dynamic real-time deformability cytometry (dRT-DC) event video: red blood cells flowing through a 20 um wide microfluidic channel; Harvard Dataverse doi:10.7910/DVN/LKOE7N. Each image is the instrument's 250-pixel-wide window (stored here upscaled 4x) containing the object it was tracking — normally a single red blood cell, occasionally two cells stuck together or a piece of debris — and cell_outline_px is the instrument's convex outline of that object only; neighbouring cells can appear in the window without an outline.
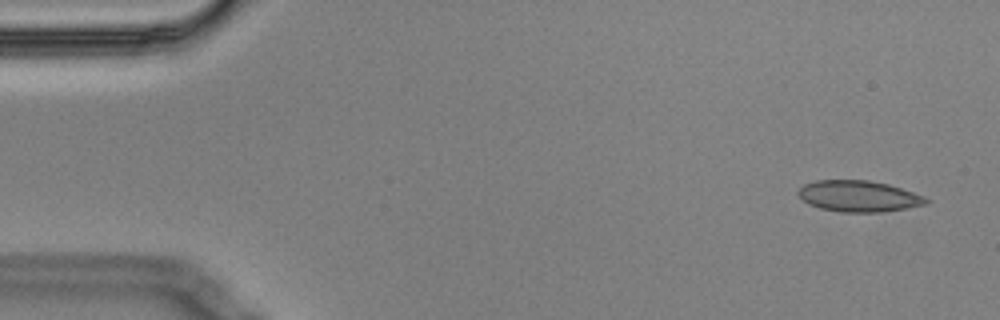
{"species": "Egyptian fruit bat (a non-hibernating species)", "species_latin": "Rousettus aegyptiacus", "temperature_condition": "cold", "stored_images_in_passage": 13, "camera_frame_rate_fps": 3000, "um_per_image_px": 0.085, "animal": {"sex": "male"}, "frame": {"image": 1, "passage_image": 1, "time_ms": 0.0, "image_size_px": [1000, 320], "cell_outline_px": [[932, 200], [928, 204], [880, 212], [840, 212], [820, 208], [808, 204], [796, 192], [804, 184], [816, 180], [868, 180], [888, 184], [924, 196]], "centroid_in_image_um": [72.99, 16.67], "position_along_channel_um": 12.0, "area_um2": 23.18}}
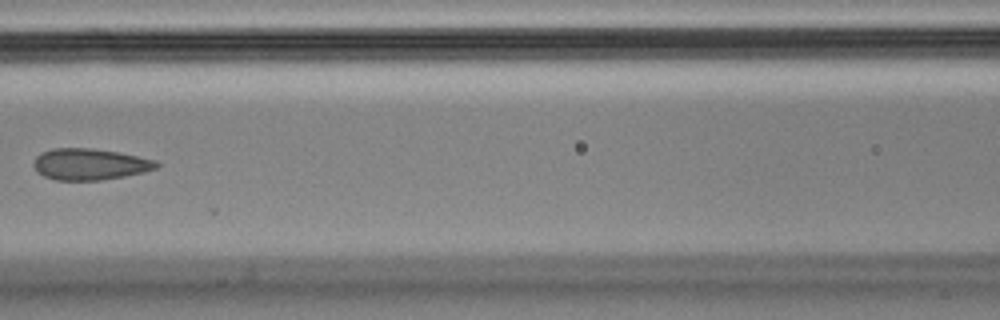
{"frame": {"image": 2, "passage_image": 6, "time_ms": 1.667, "image_size_px": [1000, 320], "cell_outline_px": [[160, 164], [156, 168], [144, 172], [124, 176], [100, 180], [56, 180], [44, 176], [36, 172], [32, 164], [36, 156], [40, 152], [52, 148], [92, 148], [116, 152], [156, 160]], "centroid_in_image_um": [7.58, 13.96], "position_along_channel_um": 159.0, "area_um2": 22.48}}
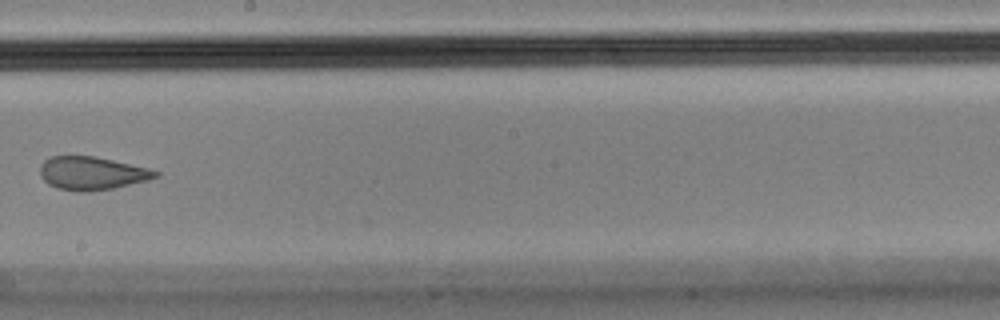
{"frame": {"image": 3, "passage_image": 8, "time_ms": 2.333, "image_size_px": [1000, 320], "cell_outline_px": [[160, 176], [148, 180], [112, 188], [88, 192], [76, 192], [56, 188], [48, 184], [40, 176], [40, 164], [44, 160], [52, 156], [96, 156], [148, 168], [160, 172]], "centroid_in_image_um": [7.79, 14.73], "position_along_channel_um": 240.4, "area_um2": 22.48}}